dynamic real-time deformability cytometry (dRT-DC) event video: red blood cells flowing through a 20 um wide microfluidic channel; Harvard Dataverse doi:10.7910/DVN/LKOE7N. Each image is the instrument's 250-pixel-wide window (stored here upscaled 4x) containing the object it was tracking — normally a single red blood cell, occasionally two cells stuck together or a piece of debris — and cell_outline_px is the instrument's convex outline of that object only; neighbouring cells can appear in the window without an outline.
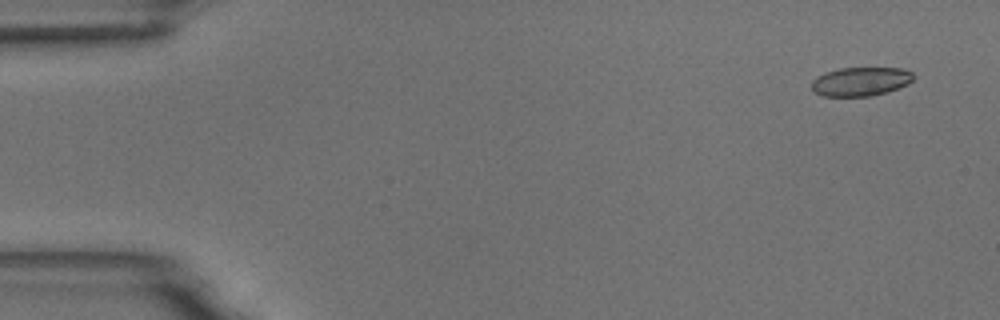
{"species": "common noctule bat (a hibernating species)", "species_latin": "Nyctalus noctula", "temperature_condition": "room temperature", "stored_images_in_passage": 6, "camera_frame_rate_fps": 3000, "um_per_image_px": 0.085, "animal": {"sex": "male", "body_mass_g": 18.8}, "frame": {"image": 1, "passage_image": 1, "time_ms": 0.0, "image_size_px": [1000, 320], "cell_outline_px": [[916, 76], [908, 84], [888, 92], [872, 96], [820, 96], [812, 92], [812, 80], [816, 76], [824, 72], [840, 68], [904, 68], [912, 72]], "centroid_in_image_um": [73.15, 6.93], "position_along_channel_um": 11.9, "area_um2": 17.46}}
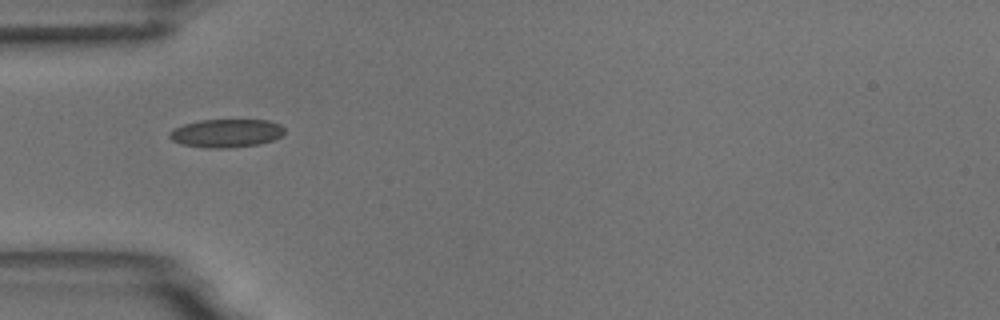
{"frame": {"image": 2, "passage_image": 5, "time_ms": 4.667, "image_size_px": [1000, 320], "cell_outline_px": [[284, 132], [280, 136], [272, 140], [260, 144], [228, 148], [208, 148], [180, 144], [172, 140], [168, 136], [168, 132], [184, 124], [200, 120], [268, 120], [280, 124], [284, 128]], "centroid_in_image_um": [19.22, 11.32], "position_along_channel_um": 65.8, "area_um2": 18.96}}